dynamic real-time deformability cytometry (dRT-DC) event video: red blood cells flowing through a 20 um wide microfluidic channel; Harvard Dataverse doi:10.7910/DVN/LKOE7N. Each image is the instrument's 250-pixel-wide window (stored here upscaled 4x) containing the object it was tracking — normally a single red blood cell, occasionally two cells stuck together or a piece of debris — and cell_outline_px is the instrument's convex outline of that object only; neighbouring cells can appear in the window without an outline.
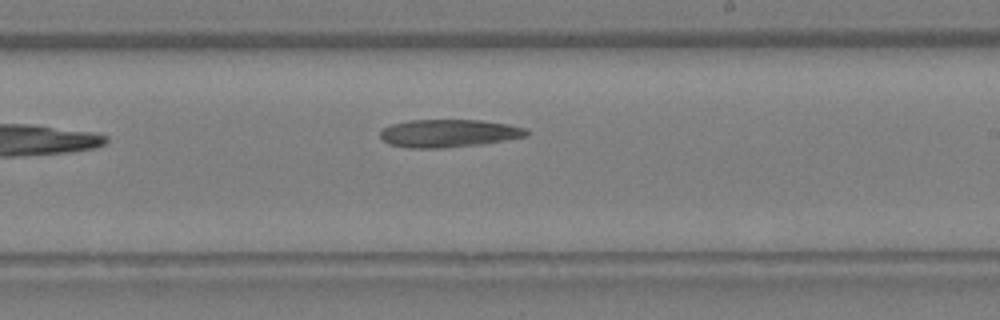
{"species": "Egyptian fruit bat (a non-hibernating species)", "species_latin": "Rousettus aegyptiacus", "temperature_condition": "warm", "stored_images_in_passage": 12, "camera_frame_rate_fps": 3000, "um_per_image_px": 0.085, "animal": {"sex": "female"}, "frame": {"image": 1, "passage_image": 12, "time_ms": 3.667, "image_size_px": [1000, 320], "cell_outline_px": [[528, 136], [480, 144], [444, 148], [404, 148], [388, 144], [380, 136], [380, 132], [384, 128], [392, 124], [408, 120], [480, 120], [508, 124], [524, 128], [528, 132]], "centroid_in_image_um": [38.1, 11.33], "position_along_channel_um": 250.9, "area_um2": 23.7}}